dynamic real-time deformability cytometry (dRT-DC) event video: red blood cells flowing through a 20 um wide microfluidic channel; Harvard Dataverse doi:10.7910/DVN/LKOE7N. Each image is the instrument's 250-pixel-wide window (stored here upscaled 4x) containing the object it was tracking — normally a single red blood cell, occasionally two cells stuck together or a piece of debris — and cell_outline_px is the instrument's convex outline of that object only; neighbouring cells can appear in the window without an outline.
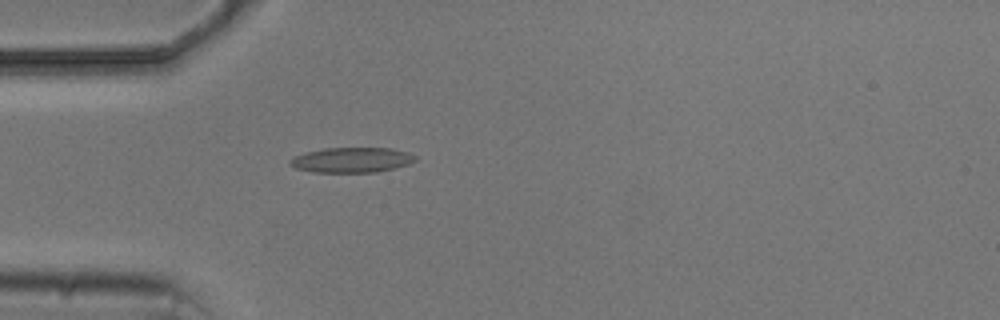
{"species": "common noctule bat (a hibernating species)", "species_latin": "Nyctalus noctula", "temperature_condition": "cold", "stored_images_in_passage": 5, "camera_frame_rate_fps": 3000, "um_per_image_px": 0.085, "animal": {"sex": "male", "body_mass_g": 20.5, "forearm_length_mm": 52.5}, "frame": {"image": 1, "passage_image": 5, "time_ms": 4.667, "image_size_px": [1000, 320], "cell_outline_px": [[416, 160], [408, 164], [376, 172], [312, 172], [296, 168], [288, 164], [288, 160], [296, 156], [308, 152], [324, 148], [392, 148], [408, 152], [416, 156]], "centroid_in_image_um": [29.89, 13.59], "position_along_channel_um": 55.1, "area_um2": 18.21}}